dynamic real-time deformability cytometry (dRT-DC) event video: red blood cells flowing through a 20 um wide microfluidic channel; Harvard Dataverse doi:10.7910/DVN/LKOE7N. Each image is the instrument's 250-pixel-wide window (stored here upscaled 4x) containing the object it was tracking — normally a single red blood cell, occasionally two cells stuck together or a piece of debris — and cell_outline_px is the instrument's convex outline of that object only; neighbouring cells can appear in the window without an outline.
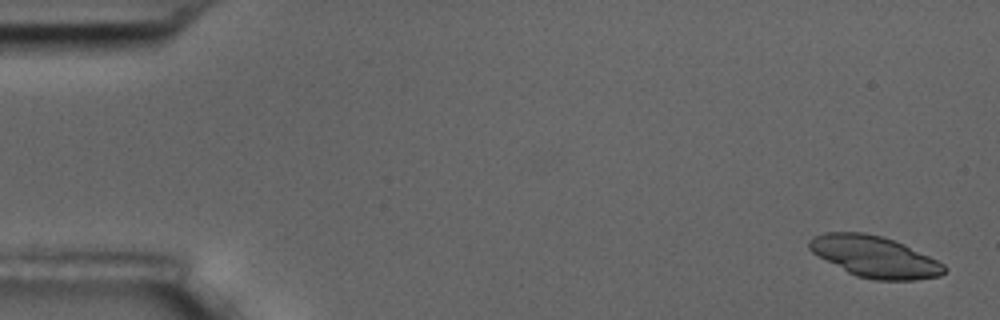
{"species": "common noctule bat (a hibernating species)", "species_latin": "Nyctalus noctula", "temperature_condition": "room temperature", "stored_images_in_passage": 11, "segment_of_instrument_passage": [1, 2], "camera_frame_rate_fps": 3000, "um_per_image_px": 0.085, "animal": {"sex": "male", "body_mass_g": 17.5, "forearm_length_mm": 52.3}, "frame": {"image": 1, "passage_image": 1, "time_ms": 0.0, "image_size_px": [1000, 320], "cell_outline_px": [[948, 268], [940, 276], [916, 280], [876, 280], [856, 276], [848, 272], [812, 252], [808, 248], [808, 240], [812, 236], [824, 232], [864, 232], [880, 236], [904, 244], [944, 264]], "centroid_in_image_um": [74.33, 21.81], "position_along_channel_um": 10.7, "area_um2": 32.25}}